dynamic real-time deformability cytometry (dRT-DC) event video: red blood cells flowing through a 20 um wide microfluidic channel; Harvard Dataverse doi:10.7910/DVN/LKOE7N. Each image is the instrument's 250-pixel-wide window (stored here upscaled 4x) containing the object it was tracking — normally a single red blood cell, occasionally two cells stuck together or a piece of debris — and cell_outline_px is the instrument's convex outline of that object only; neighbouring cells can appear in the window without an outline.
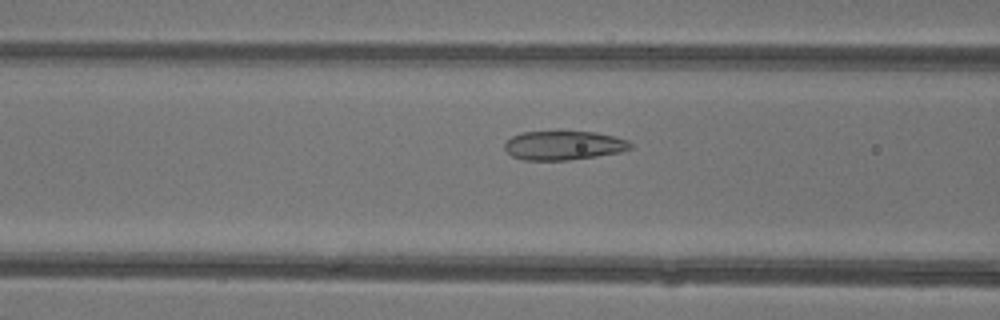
{"species": "common noctule bat (a hibernating species)", "species_latin": "Nyctalus noctula", "temperature_condition": "warm", "stored_images_in_passage": 41, "camera_frame_rate_fps": 3000, "um_per_image_px": 0.085, "animal": {"sex": "female"}, "frame": {"image": 1, "passage_image": 13, "time_ms": 4.0, "image_size_px": [1000, 320], "cell_outline_px": [[632, 148], [620, 152], [596, 156], [568, 160], [524, 160], [512, 156], [504, 148], [504, 144], [512, 136], [524, 132], [556, 128], [596, 132], [616, 136], [628, 140], [632, 144]], "centroid_in_image_um": [47.92, 12.3], "position_along_channel_um": 118.7, "area_um2": 22.25}}
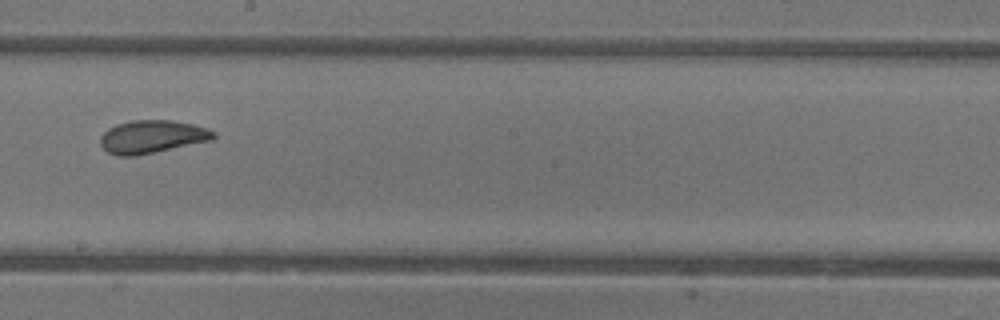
{"frame": {"image": 2, "passage_image": 21, "time_ms": 6.667, "image_size_px": [1000, 320], "cell_outline_px": [[216, 136], [212, 140], [136, 156], [116, 156], [108, 152], [100, 144], [100, 136], [108, 128], [116, 124], [132, 120], [172, 120], [192, 124], [216, 132]], "centroid_in_image_um": [12.9, 11.62], "position_along_channel_um": 235.3, "area_um2": 21.73}}
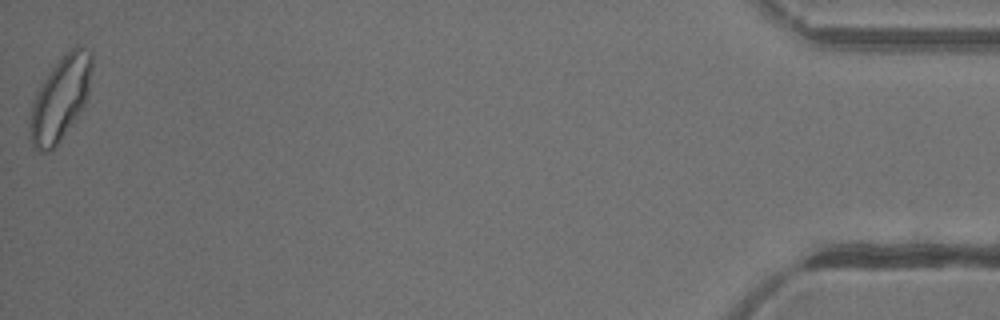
{"frame": {"image": 3, "passage_image": 41, "time_ms": 13.333, "image_size_px": [1000, 320], "cell_outline_px": [[92, 68], [88, 92], [84, 104], [52, 152], [40, 152], [32, 148], [28, 124], [32, 104], [40, 84], [52, 68], [76, 44], [92, 52]], "centroid_in_image_um": [5.1, 8.41], "position_along_channel_um": 430.1, "area_um2": 29.94}, "authors_computed_cell_mechanics": {"area_um2": 23.12, "velocity_mm_per_s": 4.3706, "shape_relaxation_time_tau1_ms": 6.5454, "shape_relaxation_time_tau2_ms": 1.3561, "deformation_change_tau1": 0.1508, "deformation_change_tau2": 0.062}}